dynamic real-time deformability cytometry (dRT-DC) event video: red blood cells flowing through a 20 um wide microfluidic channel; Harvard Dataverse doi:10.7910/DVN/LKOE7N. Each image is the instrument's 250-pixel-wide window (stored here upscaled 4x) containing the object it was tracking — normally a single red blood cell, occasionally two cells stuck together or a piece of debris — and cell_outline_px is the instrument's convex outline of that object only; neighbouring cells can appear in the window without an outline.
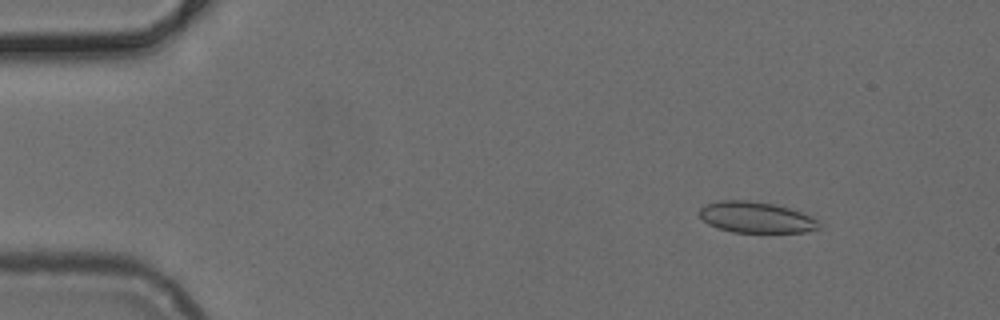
{"species": "common noctule bat (a hibernating species)", "species_latin": "Nyctalus noctula", "temperature_condition": "cold", "stored_images_in_passage": 51, "camera_frame_rate_fps": 3000, "um_per_image_px": 0.085, "animal": {"sex": "female", "body_mass_g": 24.6, "forearm_length_mm": 56.2}, "frame": {"image": 1, "passage_image": 6, "time_ms": 1.667, "image_size_px": [1000, 320], "cell_outline_px": [[820, 228], [804, 232], [732, 232], [708, 224], [700, 216], [700, 208], [708, 204], [720, 200], [748, 200], [772, 204], [788, 208], [800, 212], [816, 220], [820, 224]], "centroid_in_image_um": [64.25, 18.48], "position_along_channel_um": 20.8, "area_um2": 21.21}}
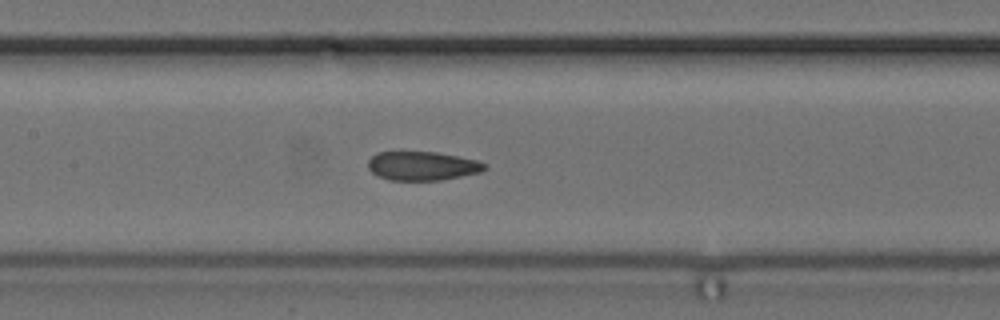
{"frame": {"image": 2, "passage_image": 24, "time_ms": 7.667, "image_size_px": [1000, 320], "cell_outline_px": [[488, 168], [480, 172], [440, 180], [388, 180], [376, 176], [368, 168], [368, 160], [376, 152], [436, 152], [476, 160], [488, 164]], "centroid_in_image_um": [35.88, 14.1], "position_along_channel_um": 171.5, "area_um2": 19.65}}
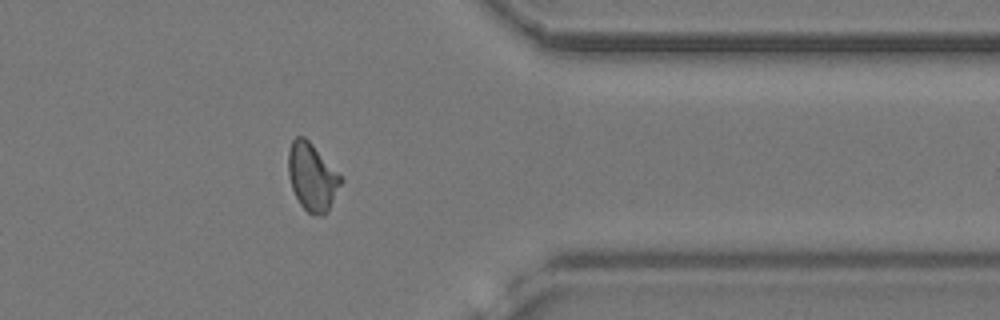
{"frame": {"image": 3, "passage_image": 41, "time_ms": 13.333, "image_size_px": [1000, 320], "cell_outline_px": [[344, 180], [328, 212], [324, 216], [312, 216], [300, 204], [292, 188], [288, 172], [288, 152], [292, 140], [296, 136], [304, 136], [312, 144]], "centroid_in_image_um": [26.54, 15.08], "position_along_channel_um": 384.9, "area_um2": 20.69}}